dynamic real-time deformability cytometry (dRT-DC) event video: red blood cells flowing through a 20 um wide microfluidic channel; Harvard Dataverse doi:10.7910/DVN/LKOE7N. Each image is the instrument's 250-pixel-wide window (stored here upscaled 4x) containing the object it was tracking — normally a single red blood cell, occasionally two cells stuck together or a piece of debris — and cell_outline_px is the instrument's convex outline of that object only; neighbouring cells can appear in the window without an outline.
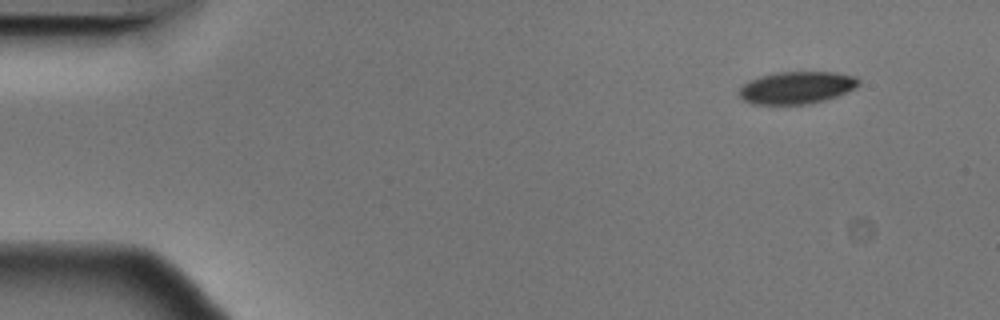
{"species": "Egyptian fruit bat (a non-hibernating species)", "species_latin": "Rousettus aegyptiacus", "temperature_condition": "cold", "stored_images_in_passage": 4, "camera_frame_rate_fps": 3000, "um_per_image_px": 0.085, "animal": {"sex": "male"}, "frame": {"image": 1, "passage_image": 1, "time_ms": 0.0, "image_size_px": [1000, 320], "cell_outline_px": [[860, 84], [856, 88], [848, 92], [824, 100], [808, 104], [752, 104], [744, 100], [740, 96], [740, 88], [744, 84], [760, 76], [776, 72], [836, 72], [856, 76], [860, 80]], "centroid_in_image_um": [67.77, 7.44], "position_along_channel_um": 17.2, "area_um2": 22.48}}